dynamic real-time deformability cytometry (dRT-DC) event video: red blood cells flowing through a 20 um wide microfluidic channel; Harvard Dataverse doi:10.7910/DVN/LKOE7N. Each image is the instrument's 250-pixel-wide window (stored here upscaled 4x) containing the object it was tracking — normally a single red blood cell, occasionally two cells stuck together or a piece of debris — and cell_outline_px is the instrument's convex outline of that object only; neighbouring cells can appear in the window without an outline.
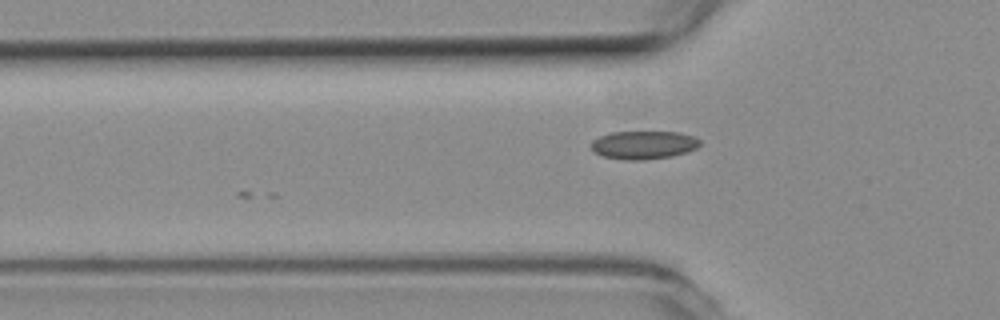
{"species": "common noctule bat (a hibernating species)", "species_latin": "Nyctalus noctula", "temperature_condition": "room temperature", "stored_images_in_passage": 8, "camera_frame_rate_fps": 3000, "um_per_image_px": 0.085, "animal": {"sex": "female", "body_mass_g": 19.3, "forearm_length_mm": 54.1}, "frame": {"image": 1, "passage_image": 4, "time_ms": 1.0, "image_size_px": [1000, 320], "cell_outline_px": [[700, 144], [696, 148], [672, 156], [644, 160], [624, 160], [604, 156], [592, 152], [592, 140], [600, 136], [612, 132], [680, 132], [692, 136], [700, 140]], "centroid_in_image_um": [54.68, 12.32], "position_along_channel_um": 71.1, "area_um2": 17.8}}
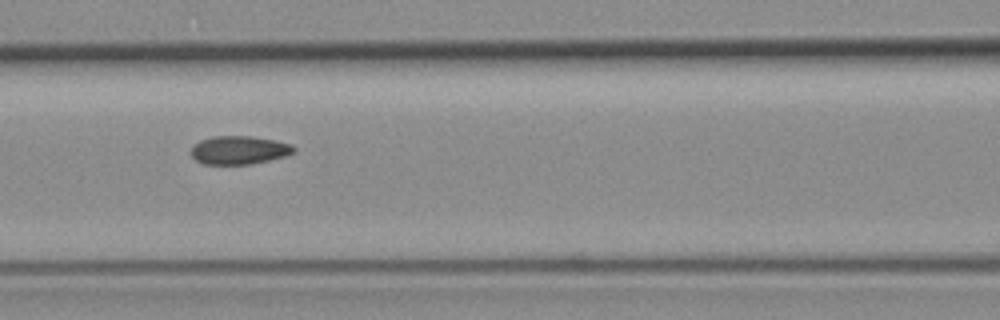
{"frame": {"image": 2, "passage_image": 6, "time_ms": 1.667, "image_size_px": [1000, 320], "cell_outline_px": [[296, 152], [284, 156], [268, 160], [248, 164], [204, 164], [196, 160], [192, 156], [192, 148], [200, 140], [212, 136], [252, 136], [292, 144], [296, 148]], "centroid_in_image_um": [20.34, 12.75], "position_along_channel_um": 146.3, "area_um2": 16.82}}
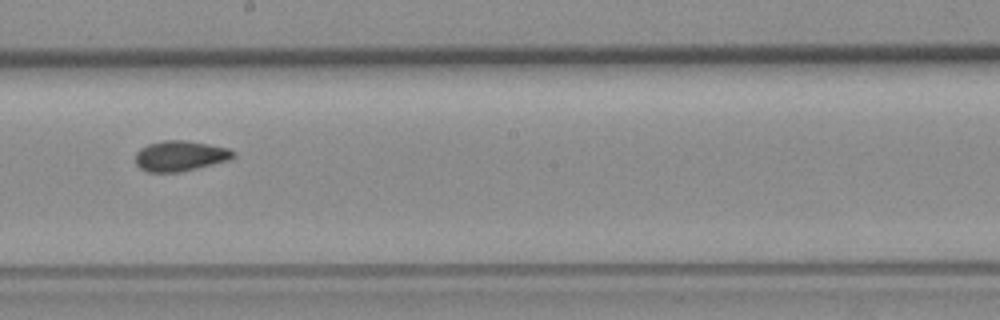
{"frame": {"image": 3, "passage_image": 8, "time_ms": 2.333, "image_size_px": [1000, 320], "cell_outline_px": [[236, 156], [228, 160], [180, 172], [148, 172], [140, 168], [136, 164], [136, 152], [140, 148], [148, 144], [164, 140], [184, 140], [208, 144], [228, 148], [236, 152]], "centroid_in_image_um": [15.31, 13.25], "position_along_channel_um": 232.9, "area_um2": 17.28}}